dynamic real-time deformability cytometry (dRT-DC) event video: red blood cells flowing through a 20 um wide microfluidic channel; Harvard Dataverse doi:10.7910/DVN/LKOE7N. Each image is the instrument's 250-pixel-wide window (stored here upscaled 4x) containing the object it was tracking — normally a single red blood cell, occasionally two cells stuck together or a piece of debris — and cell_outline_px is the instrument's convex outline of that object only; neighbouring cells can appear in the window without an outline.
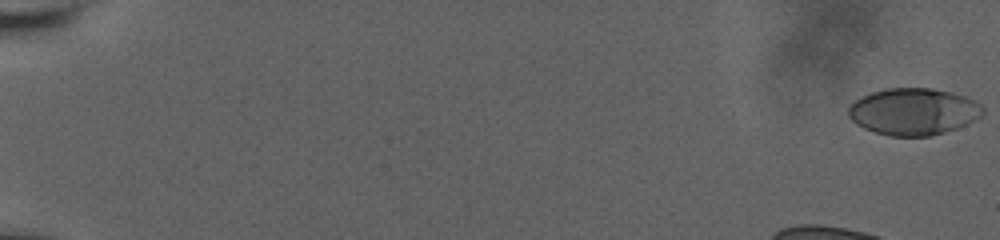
{"species": "human", "species_latin": "Homo sapiens", "temperature_condition": "room temperature", "stored_images_in_passage": 10, "camera_frame_rate_fps": 3000, "um_per_image_px": 0.085, "donor": {"sex": "male"}, "frame": {"image": 1, "passage_image": 1, "time_ms": 0.0, "image_size_px": [1000, 240], "cell_outline_px": [[984, 112], [980, 116], [968, 124], [944, 132], [928, 136], [888, 136], [864, 128], [856, 124], [848, 116], [848, 108], [856, 100], [872, 92], [884, 88], [932, 88], [952, 92], [976, 100], [984, 108]], "centroid_in_image_um": [77.66, 9.48], "position_along_channel_um": 7.3, "area_um2": 36.7}}
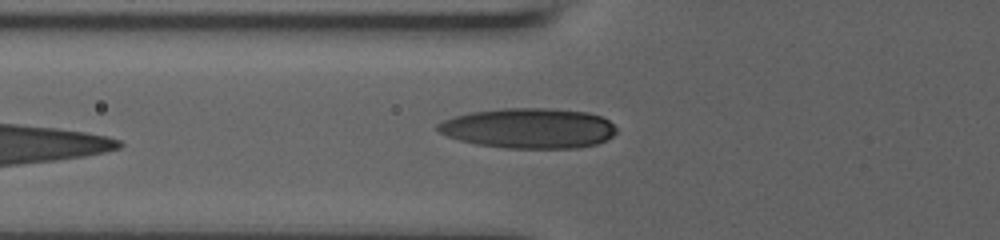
{"frame": {"image": 2, "passage_image": 10, "time_ms": 8.0, "image_size_px": [1000, 240], "cell_outline_px": [[616, 132], [612, 136], [596, 144], [576, 148], [504, 148], [476, 144], [460, 140], [448, 136], [440, 132], [436, 128], [436, 124], [444, 120], [456, 116], [472, 112], [504, 108], [548, 108], [588, 112], [600, 116], [608, 120], [616, 128]], "centroid_in_image_um": [44.95, 10.9], "position_along_channel_um": 80.9, "area_um2": 41.67}}